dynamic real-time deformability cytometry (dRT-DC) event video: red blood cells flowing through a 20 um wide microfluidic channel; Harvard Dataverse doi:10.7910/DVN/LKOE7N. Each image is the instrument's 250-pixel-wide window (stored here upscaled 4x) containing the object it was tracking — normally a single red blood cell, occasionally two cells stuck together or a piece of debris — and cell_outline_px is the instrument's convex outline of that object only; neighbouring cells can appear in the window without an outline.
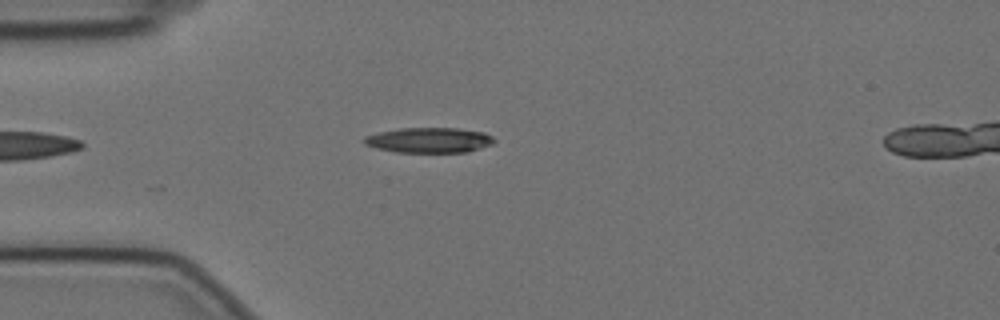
{"species": "Egyptian fruit bat (a non-hibernating species)", "species_latin": "Rousettus aegyptiacus", "temperature_condition": "cold", "stored_images_in_passage": 26, "camera_frame_rate_fps": 3000, "um_per_image_px": 0.085, "animal": {"sex": "female"}, "frame": {"image": 1, "passage_image": 3, "time_ms": 0.667, "image_size_px": [1000, 320], "cell_outline_px": [[496, 140], [492, 144], [468, 152], [396, 152], [376, 148], [364, 144], [364, 136], [380, 132], [400, 128], [456, 128], [484, 132], [492, 136]], "centroid_in_image_um": [36.49, 11.91], "position_along_channel_um": 48.5, "area_um2": 19.07}}
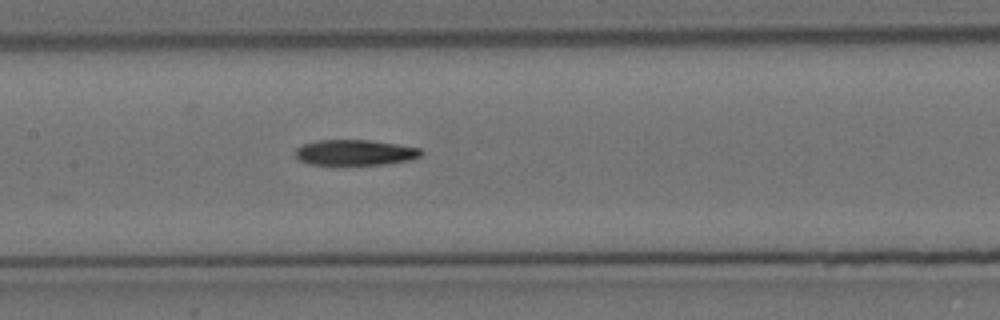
{"frame": {"image": 2, "passage_image": 15, "time_ms": 4.667, "image_size_px": [1000, 320], "cell_outline_px": [[424, 152], [420, 156], [412, 160], [388, 164], [308, 164], [300, 160], [296, 156], [296, 148], [304, 144], [316, 140], [368, 140], [396, 144], [420, 148]], "centroid_in_image_um": [30.21, 12.96], "position_along_channel_um": 177.2, "area_um2": 18.67}}
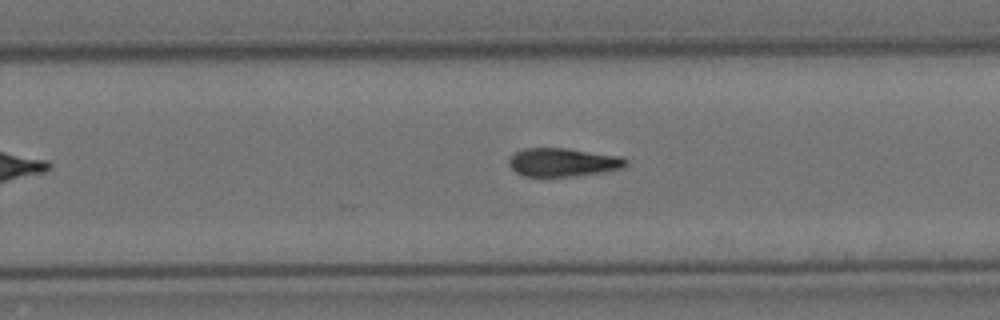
{"frame": {"image": 3, "passage_image": 24, "time_ms": 7.667, "image_size_px": [1000, 320], "cell_outline_px": [[628, 164], [624, 168], [576, 176], [524, 176], [516, 172], [508, 164], [508, 156], [524, 148], [568, 148], [620, 156], [628, 160]], "centroid_in_image_um": [47.84, 13.78], "position_along_channel_um": 282.0, "area_um2": 19.48}}